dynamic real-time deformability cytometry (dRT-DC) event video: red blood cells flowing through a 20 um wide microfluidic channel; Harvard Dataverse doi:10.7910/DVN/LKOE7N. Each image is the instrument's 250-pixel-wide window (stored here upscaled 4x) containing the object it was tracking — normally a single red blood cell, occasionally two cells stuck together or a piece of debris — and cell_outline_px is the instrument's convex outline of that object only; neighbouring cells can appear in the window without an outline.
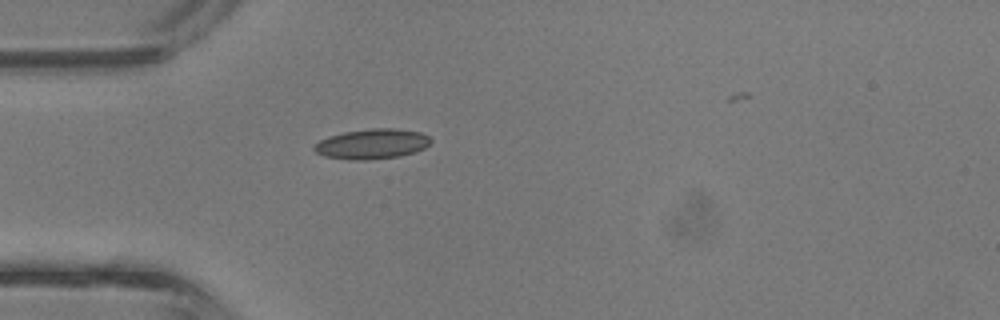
{"species": "common noctule bat (a hibernating species)", "species_latin": "Nyctalus noctula", "temperature_condition": "room temperature", "stored_images_in_passage": 1, "camera_frame_rate_fps": 3000, "um_per_image_px": 0.085, "animal": {"sex": "male", "body_mass_g": 13.3}, "frame": {"image": 1, "passage_image": 1, "time_ms": 0.0, "image_size_px": [1000, 320], "cell_outline_px": [[432, 140], [424, 148], [416, 152], [400, 156], [368, 160], [348, 160], [324, 156], [316, 152], [312, 148], [320, 140], [328, 136], [344, 132], [372, 128], [392, 128], [420, 132], [428, 136]], "centroid_in_image_um": [31.61, 12.24], "position_along_channel_um": 53.4, "area_um2": 20.46}}